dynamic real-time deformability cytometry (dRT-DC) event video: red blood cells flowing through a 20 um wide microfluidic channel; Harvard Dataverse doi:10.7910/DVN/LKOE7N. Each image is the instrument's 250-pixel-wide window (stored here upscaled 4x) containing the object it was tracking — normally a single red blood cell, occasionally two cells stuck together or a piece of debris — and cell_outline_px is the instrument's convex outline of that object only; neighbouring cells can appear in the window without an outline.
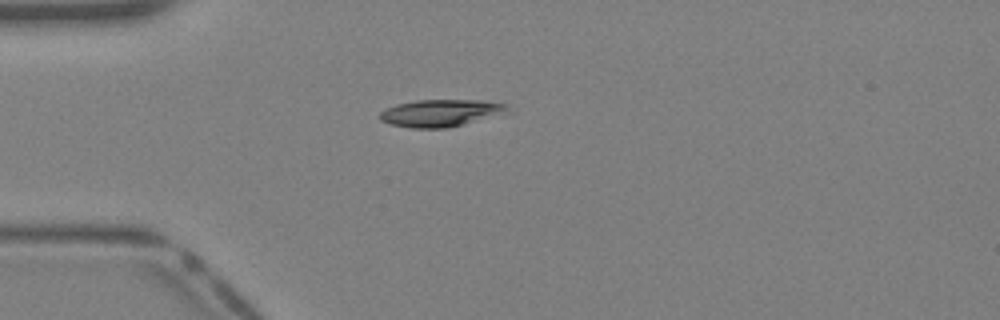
{"species": "Egyptian fruit bat (a non-hibernating species)", "species_latin": "Rousettus aegyptiacus", "temperature_condition": "warm", "stored_images_in_passage": 30, "camera_frame_rate_fps": 3000, "um_per_image_px": 0.085, "animal": {"sex": "female"}, "frame": {"image": 1, "passage_image": 1, "time_ms": 0.0, "image_size_px": [1000, 320], "cell_outline_px": [[512, 112], [448, 128], [412, 128], [388, 124], [380, 120], [380, 112], [384, 108], [396, 104], [416, 100], [484, 100], [508, 104]], "centroid_in_image_um": [37.5, 9.6], "position_along_channel_um": 47.5, "area_um2": 20.63}}
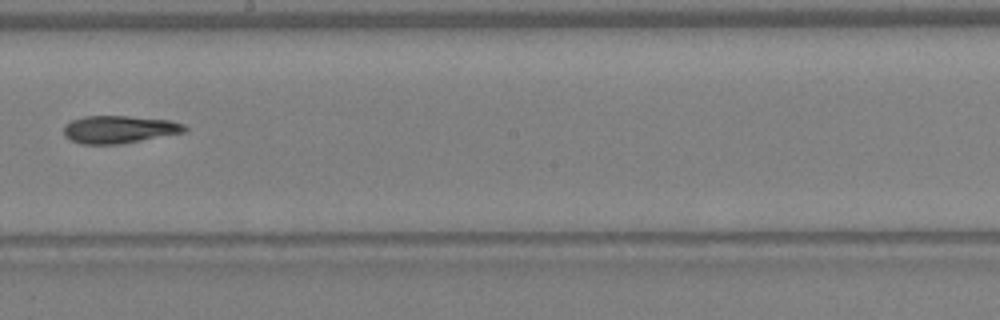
{"frame": {"image": 2, "passage_image": 13, "time_ms": 4.0, "image_size_px": [1000, 320], "cell_outline_px": [[188, 128], [184, 132], [116, 144], [80, 144], [64, 136], [64, 124], [72, 120], [84, 116], [128, 116], [172, 120], [184, 124]], "centroid_in_image_um": [10.1, 10.98], "position_along_channel_um": 238.1, "area_um2": 19.31}}
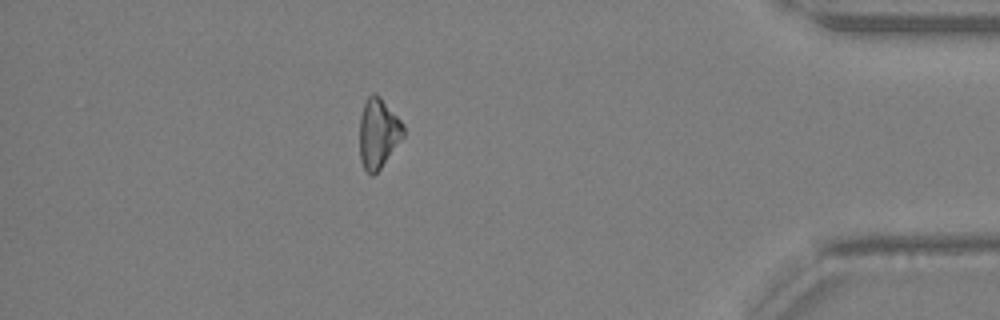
{"frame": {"image": 3, "passage_image": 25, "time_ms": 8.0, "image_size_px": [1000, 320], "cell_outline_px": [[404, 136], [380, 168], [372, 176], [364, 168], [360, 160], [360, 116], [364, 104], [368, 96], [380, 96], [404, 124]], "centroid_in_image_um": [32.15, 11.34], "position_along_channel_um": 403.0, "area_um2": 17.51}}